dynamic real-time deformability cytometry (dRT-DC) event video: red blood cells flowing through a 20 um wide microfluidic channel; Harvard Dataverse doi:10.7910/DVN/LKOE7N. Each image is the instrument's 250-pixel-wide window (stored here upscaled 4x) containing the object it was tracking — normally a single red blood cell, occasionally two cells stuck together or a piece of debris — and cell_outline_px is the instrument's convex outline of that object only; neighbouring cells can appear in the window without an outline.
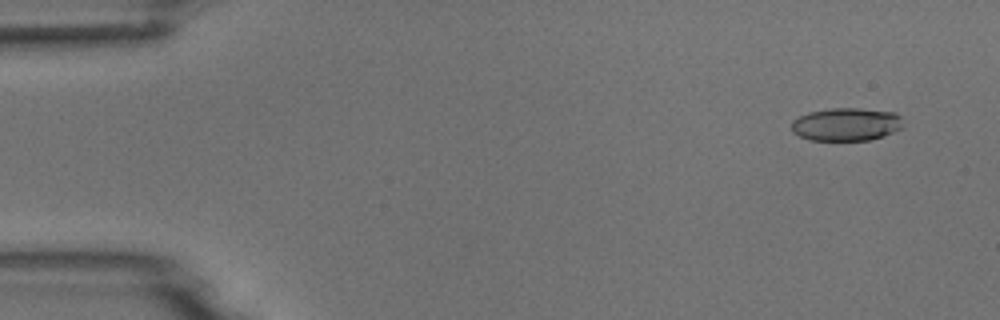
{"species": "common noctule bat (a hibernating species)", "species_latin": "Nyctalus noctula", "temperature_condition": "room temperature", "stored_images_in_passage": 5, "camera_frame_rate_fps": 3000, "um_per_image_px": 0.085, "animal": {"sex": "male", "body_mass_g": 18.8}, "frame": {"image": 1, "passage_image": 2, "time_ms": 1.0, "image_size_px": [1000, 320], "cell_outline_px": [[904, 128], [884, 136], [868, 140], [808, 140], [792, 132], [792, 120], [808, 112], [832, 108], [860, 108], [896, 112], [900, 116], [904, 124]], "centroid_in_image_um": [71.97, 10.56], "position_along_channel_um": 13.0, "area_um2": 21.73}}
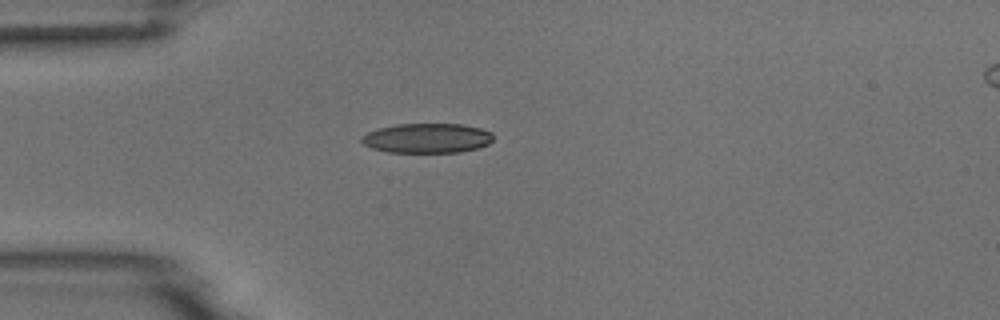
{"frame": {"image": 2, "passage_image": 5, "time_ms": 4.667, "image_size_px": [1000, 320], "cell_outline_px": [[492, 140], [488, 144], [476, 148], [460, 152], [388, 152], [372, 148], [364, 144], [360, 140], [360, 136], [368, 132], [380, 128], [396, 124], [460, 124], [480, 128], [492, 132]], "centroid_in_image_um": [36.28, 11.74], "position_along_channel_um": 48.7, "area_um2": 22.66}}